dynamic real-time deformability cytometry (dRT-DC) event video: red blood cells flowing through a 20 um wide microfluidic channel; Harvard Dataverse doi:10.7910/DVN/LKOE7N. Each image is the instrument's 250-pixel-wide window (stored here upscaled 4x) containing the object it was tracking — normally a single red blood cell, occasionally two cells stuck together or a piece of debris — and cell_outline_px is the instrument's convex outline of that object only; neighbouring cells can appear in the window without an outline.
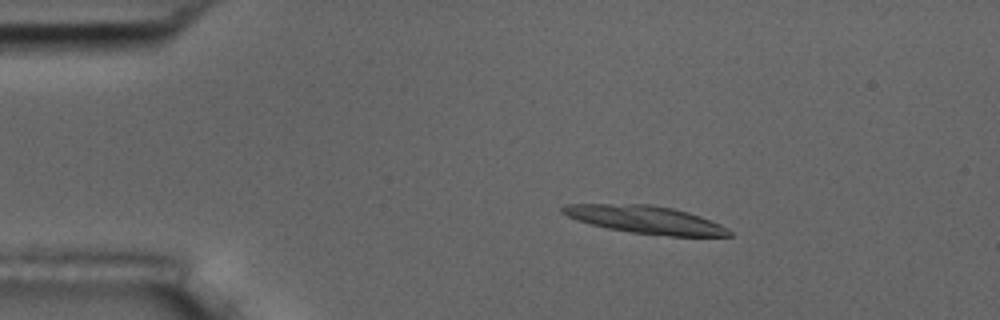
{"species": "common noctule bat (a hibernating species)", "species_latin": "Nyctalus noctula", "temperature_condition": "room temperature", "stored_images_in_passage": 19, "camera_frame_rate_fps": 3000, "um_per_image_px": 0.085, "animal": {"sex": "male", "body_mass_g": 17.5, "forearm_length_mm": 52.3}, "frame": {"image": 1, "passage_image": 9, "time_ms": 2.667, "image_size_px": [1000, 320], "cell_outline_px": [[732, 236], [672, 236], [632, 232], [608, 228], [576, 220], [560, 212], [560, 208], [564, 204], [652, 204], [672, 208], [688, 212], [700, 216], [720, 224], [728, 228], [732, 232]], "centroid_in_image_um": [54.87, 18.66], "position_along_channel_um": 30.1, "area_um2": 26.82}}
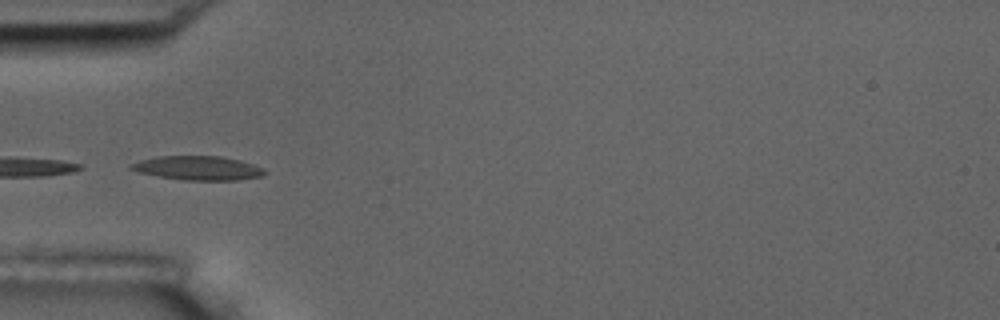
{"frame": {"image": 2, "passage_image": 17, "time_ms": 5.333, "image_size_px": [1000, 320], "cell_outline_px": [[268, 172], [260, 176], [236, 180], [184, 180], [136, 172], [128, 168], [128, 164], [140, 160], [156, 156], [220, 156], [240, 160], [264, 168]], "centroid_in_image_um": [16.79, 14.28], "position_along_channel_um": 68.2, "area_um2": 18.79}}